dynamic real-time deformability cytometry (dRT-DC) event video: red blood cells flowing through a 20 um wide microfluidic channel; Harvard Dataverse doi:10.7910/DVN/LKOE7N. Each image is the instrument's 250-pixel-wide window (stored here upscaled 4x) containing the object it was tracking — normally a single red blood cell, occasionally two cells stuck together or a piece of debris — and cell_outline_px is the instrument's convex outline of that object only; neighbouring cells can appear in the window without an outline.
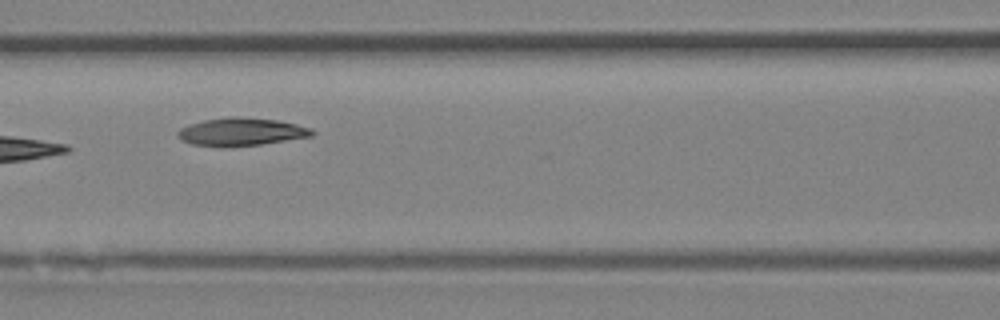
{"species": "Egyptian fruit bat (a non-hibernating species)", "species_latin": "Rousettus aegyptiacus", "temperature_condition": "room temperature", "stored_images_in_passage": 3, "camera_frame_rate_fps": 3000, "um_per_image_px": 0.085, "animal": {"sex": "female"}, "frame": {"image": 1, "passage_image": 3, "time_ms": 0.667, "image_size_px": [1000, 320], "cell_outline_px": [[316, 132], [312, 136], [260, 144], [224, 148], [192, 144], [180, 140], [176, 136], [176, 132], [180, 128], [188, 124], [204, 120], [228, 116], [236, 116], [276, 120], [296, 124], [312, 128]], "centroid_in_image_um": [20.45, 11.21], "position_along_channel_um": 146.2, "area_um2": 22.14}}